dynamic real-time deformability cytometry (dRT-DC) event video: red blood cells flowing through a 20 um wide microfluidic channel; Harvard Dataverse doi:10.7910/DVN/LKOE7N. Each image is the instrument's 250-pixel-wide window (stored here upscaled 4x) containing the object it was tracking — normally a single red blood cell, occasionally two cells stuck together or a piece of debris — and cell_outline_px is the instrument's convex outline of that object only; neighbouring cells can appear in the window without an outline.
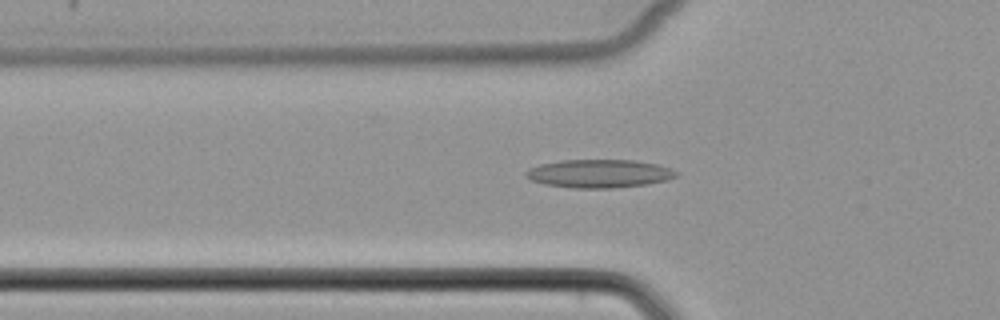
{"species": "common noctule bat (a hibernating species)", "species_latin": "Nyctalus noctula", "temperature_condition": "cold", "stored_images_in_passage": 43, "camera_frame_rate_fps": 3000, "um_per_image_px": 0.085, "animal": {"sex": "female", "body_mass_g": 22.7, "forearm_length_mm": 54.2}, "frame": {"image": 1, "passage_image": 9, "time_ms": 2.667, "image_size_px": [1000, 320], "cell_outline_px": [[680, 172], [676, 176], [668, 180], [648, 184], [612, 188], [572, 188], [544, 184], [532, 180], [524, 176], [524, 172], [528, 168], [540, 164], [560, 160], [632, 160], [656, 164], [672, 168]], "centroid_in_image_um": [50.93, 14.75], "position_along_channel_um": 74.9, "area_um2": 24.97}}
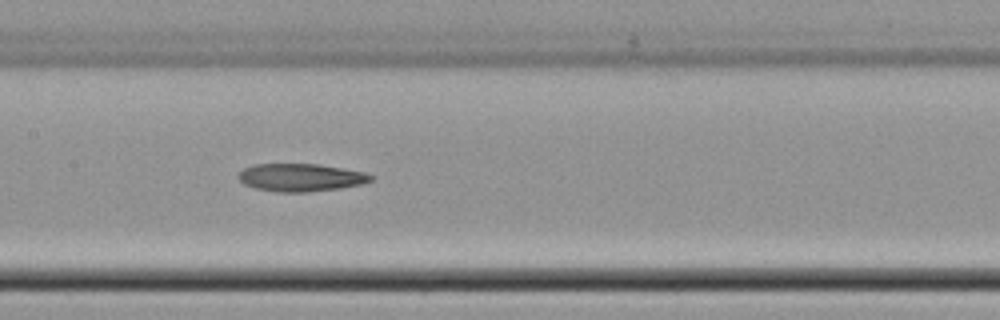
{"frame": {"image": 2, "passage_image": 17, "time_ms": 5.333, "image_size_px": [1000, 320], "cell_outline_px": [[376, 176], [372, 180], [364, 184], [340, 188], [308, 192], [276, 192], [256, 188], [244, 184], [236, 176], [244, 168], [252, 164], [320, 164], [344, 168], [364, 172]], "centroid_in_image_um": [25.59, 15.08], "position_along_channel_um": 181.8, "area_um2": 21.68}}
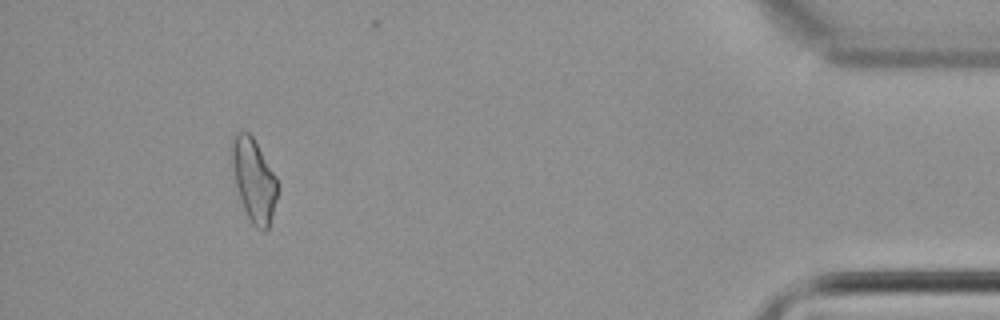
{"frame": {"image": 3, "passage_image": 39, "time_ms": 12.667, "image_size_px": [1000, 320], "cell_outline_px": [[276, 200], [268, 228], [264, 232], [256, 228], [252, 224], [244, 208], [236, 184], [228, 152], [228, 148], [232, 136], [236, 132], [248, 132], [252, 136], [276, 176]], "centroid_in_image_um": [21.52, 15.24], "position_along_channel_um": 413.7, "area_um2": 22.02}}